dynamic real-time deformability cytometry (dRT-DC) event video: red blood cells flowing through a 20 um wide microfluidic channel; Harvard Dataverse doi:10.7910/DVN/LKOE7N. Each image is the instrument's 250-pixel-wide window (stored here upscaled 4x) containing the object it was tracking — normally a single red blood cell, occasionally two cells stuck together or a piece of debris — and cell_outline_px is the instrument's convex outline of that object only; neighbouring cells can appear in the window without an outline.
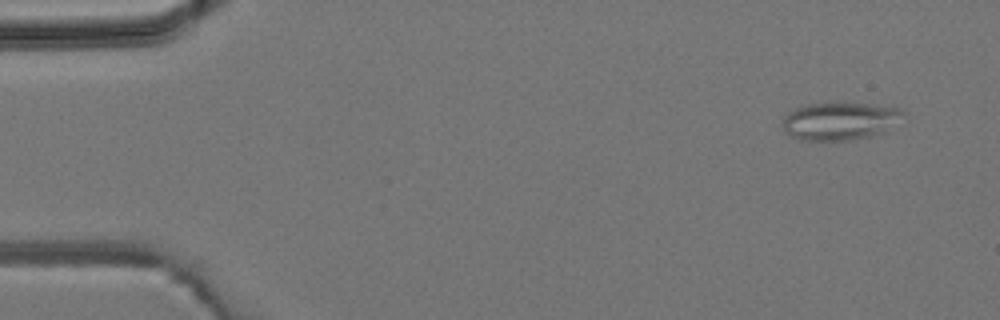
{"species": "common noctule bat (a hibernating species)", "species_latin": "Nyctalus noctula", "temperature_condition": "room temperature", "stored_images_in_passage": 4, "camera_frame_rate_fps": 3000, "um_per_image_px": 0.085, "animal": {"sex": "male", "body_mass_g": 19.2, "forearm_length_mm": 51.8}, "frame": {"image": 1, "passage_image": 1, "time_ms": 0.0, "image_size_px": [1000, 320], "cell_outline_px": [[904, 112], [884, 132], [852, 140], [800, 140], [784, 132], [784, 116], [788, 112], [804, 104], [872, 104], [900, 108]], "centroid_in_image_um": [71.33, 10.3], "position_along_channel_um": 13.7, "area_um2": 25.89}}